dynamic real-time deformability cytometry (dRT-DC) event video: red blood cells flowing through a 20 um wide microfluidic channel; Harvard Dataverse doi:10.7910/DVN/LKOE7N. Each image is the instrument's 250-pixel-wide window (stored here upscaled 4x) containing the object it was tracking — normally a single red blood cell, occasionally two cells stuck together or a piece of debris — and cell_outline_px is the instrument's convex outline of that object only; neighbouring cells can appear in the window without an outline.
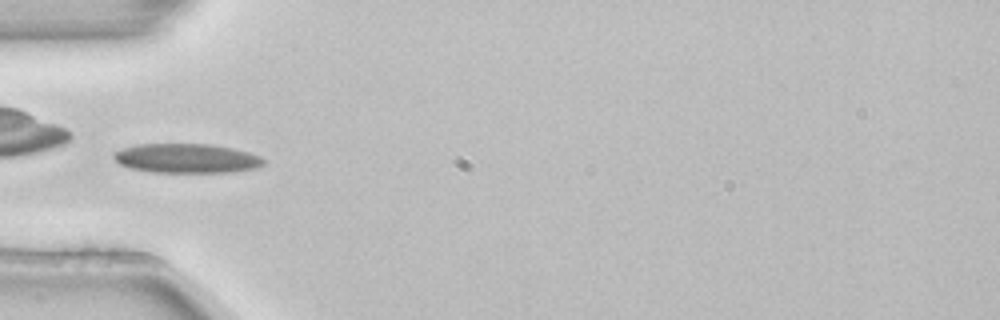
{"species": "common noctule bat (a hibernating species)", "species_latin": "Nyctalus noctula", "temperature_condition": "room temperature", "stored_images_in_passage": 5, "camera_frame_rate_fps": 3000, "um_per_image_px": 0.085, "animal": {"sex": "female", "body_mass_g": 22.7, "forearm_length_mm": 54.2}, "frame": {"image": 1, "passage_image": 5, "time_ms": 1.333, "image_size_px": [1000, 320], "cell_outline_px": [[268, 160], [264, 164], [256, 168], [232, 172], [152, 172], [132, 168], [120, 164], [112, 156], [116, 152], [124, 148], [136, 144], [212, 144], [232, 148], [248, 152], [260, 156]], "centroid_in_image_um": [15.92, 13.46], "position_along_channel_um": 69.1, "area_um2": 25.61}}